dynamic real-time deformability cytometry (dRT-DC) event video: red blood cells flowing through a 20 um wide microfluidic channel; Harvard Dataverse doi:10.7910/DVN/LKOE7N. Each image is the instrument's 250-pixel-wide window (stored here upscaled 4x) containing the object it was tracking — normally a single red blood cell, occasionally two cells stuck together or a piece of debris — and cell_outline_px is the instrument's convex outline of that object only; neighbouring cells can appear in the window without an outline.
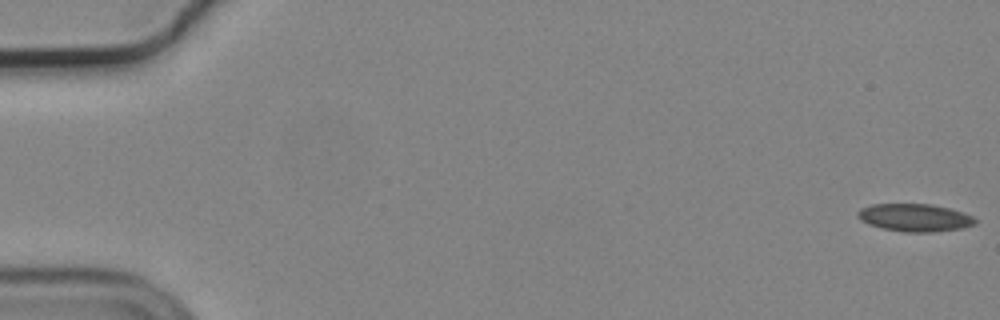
{"species": "common noctule bat (a hibernating species)", "species_latin": "Nyctalus noctula", "temperature_condition": "cold", "stored_images_in_passage": 56, "camera_frame_rate_fps": 3000, "um_per_image_px": 0.085, "animal": {"sex": "male", "body_mass_g": 19.2, "forearm_length_mm": 51.8}, "frame": {"image": 1, "passage_image": 1, "time_ms": 0.0, "image_size_px": [1000, 320], "cell_outline_px": [[976, 224], [960, 228], [932, 232], [904, 232], [880, 228], [868, 224], [860, 220], [856, 216], [856, 212], [860, 208], [872, 204], [932, 204], [964, 212], [972, 216], [976, 220]], "centroid_in_image_um": [77.71, 18.49], "position_along_channel_um": 7.3, "area_um2": 19.07}}
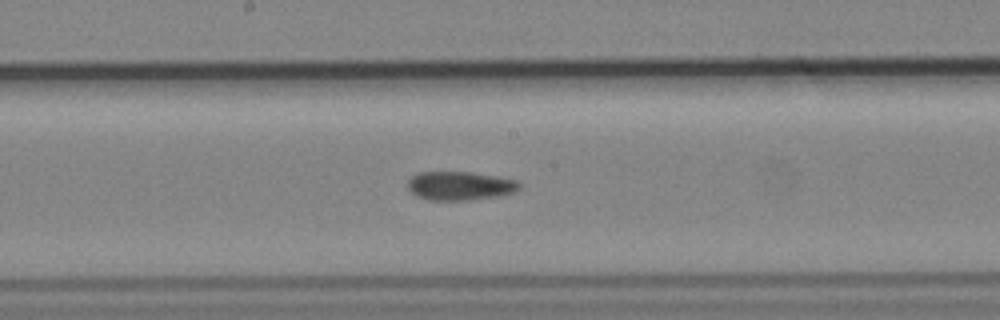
{"frame": {"image": 2, "passage_image": 30, "time_ms": 9.667, "image_size_px": [1000, 320], "cell_outline_px": [[520, 188], [516, 192], [500, 196], [468, 200], [428, 200], [416, 196], [408, 188], [408, 180], [412, 176], [420, 172], [472, 172], [496, 176], [516, 180], [520, 184]], "centroid_in_image_um": [39.11, 15.8], "position_along_channel_um": 209.1, "area_um2": 18.79}}
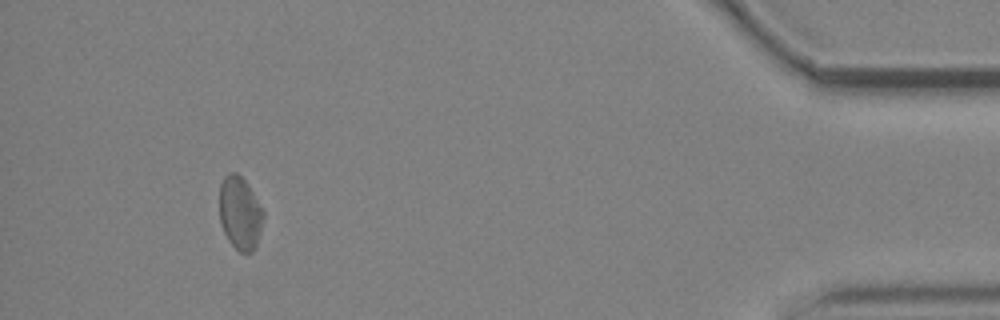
{"frame": {"image": 3, "passage_image": 52, "time_ms": 17.0, "image_size_px": [1000, 320], "cell_outline_px": [[264, 216], [260, 232], [256, 244], [252, 252], [240, 252], [228, 240], [220, 224], [220, 184], [224, 176], [228, 172], [236, 172], [248, 184], [264, 212]], "centroid_in_image_um": [20.39, 18.09], "position_along_channel_um": 414.8, "area_um2": 18.61}, "authors_computed_cell_mechanics": {"area_um2": 18.9006, "velocity_mm_per_s": 3.6973, "shape_relaxation_time_tau1_ms": null, "shape_relaxation_time_tau2_ms": 5.7021, "deformation_change_tau1": null, "deformation_change_tau2": 0.1155}}